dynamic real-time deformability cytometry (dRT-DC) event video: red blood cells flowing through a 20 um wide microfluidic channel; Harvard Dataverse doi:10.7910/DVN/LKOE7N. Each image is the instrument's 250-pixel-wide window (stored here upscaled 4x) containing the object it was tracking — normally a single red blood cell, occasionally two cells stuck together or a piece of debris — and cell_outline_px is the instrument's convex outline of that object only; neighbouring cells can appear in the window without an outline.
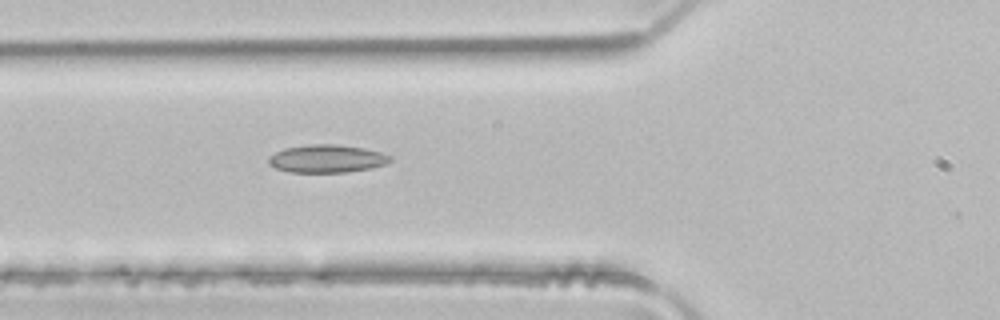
{"species": "common noctule bat (a hibernating species)", "species_latin": "Nyctalus noctula", "temperature_condition": "room temperature", "stored_images_in_passage": 4, "camera_frame_rate_fps": 3000, "um_per_image_px": 0.085, "animal": {"sex": "male", "body_mass_g": 21.5, "forearm_length_mm": 52.0}, "frame": {"image": 1, "passage_image": 4, "time_ms": 1.0, "image_size_px": [1000, 320], "cell_outline_px": [[392, 160], [388, 164], [372, 168], [344, 172], [288, 172], [276, 168], [268, 164], [268, 156], [284, 148], [308, 144], [336, 144], [364, 148], [380, 152], [392, 156]], "centroid_in_image_um": [27.79, 13.48], "position_along_channel_um": 98.0, "area_um2": 19.94}}